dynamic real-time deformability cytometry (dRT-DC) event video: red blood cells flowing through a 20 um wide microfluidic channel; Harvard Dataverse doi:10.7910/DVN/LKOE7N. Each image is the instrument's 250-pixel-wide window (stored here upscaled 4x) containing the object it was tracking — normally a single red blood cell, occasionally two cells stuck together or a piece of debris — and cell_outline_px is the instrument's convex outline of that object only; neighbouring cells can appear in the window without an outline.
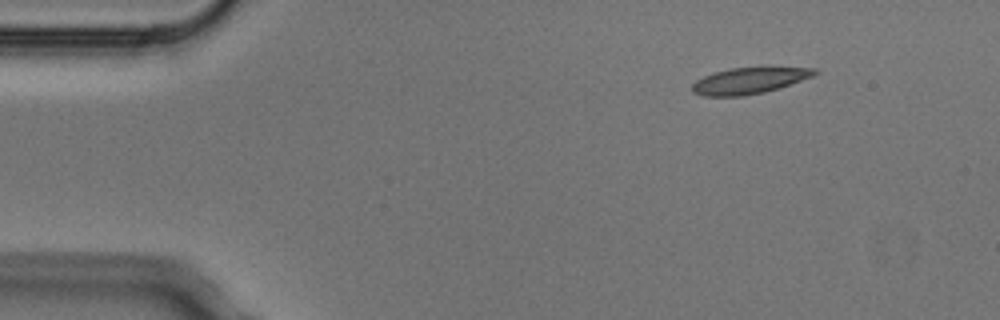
{"species": "Egyptian fruit bat (a non-hibernating species)", "species_latin": "Rousettus aegyptiacus", "temperature_condition": "cold", "stored_images_in_passage": 5, "camera_frame_rate_fps": 3000, "um_per_image_px": 0.085, "animal": {"sex": "male"}, "frame": {"image": 1, "passage_image": 1, "time_ms": 0.0, "image_size_px": [1000, 320], "cell_outline_px": [[820, 72], [812, 76], [780, 88], [764, 92], [744, 96], [704, 96], [692, 92], [692, 84], [696, 80], [704, 76], [716, 72], [732, 68], [768, 64], [816, 68]], "centroid_in_image_um": [63.79, 6.8], "position_along_channel_um": 21.2, "area_um2": 19.65}}
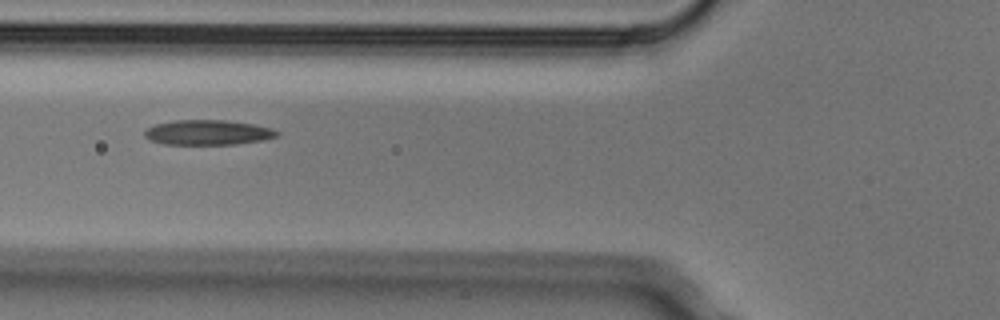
{"frame": {"image": 2, "passage_image": 4, "time_ms": 1.0, "image_size_px": [1000, 320], "cell_outline_px": [[280, 136], [260, 140], [236, 144], [164, 144], [148, 140], [144, 136], [144, 132], [148, 128], [156, 124], [176, 120], [224, 120], [256, 124], [272, 128], [280, 132]], "centroid_in_image_um": [17.69, 11.25], "position_along_channel_um": 108.1, "area_um2": 19.31}}
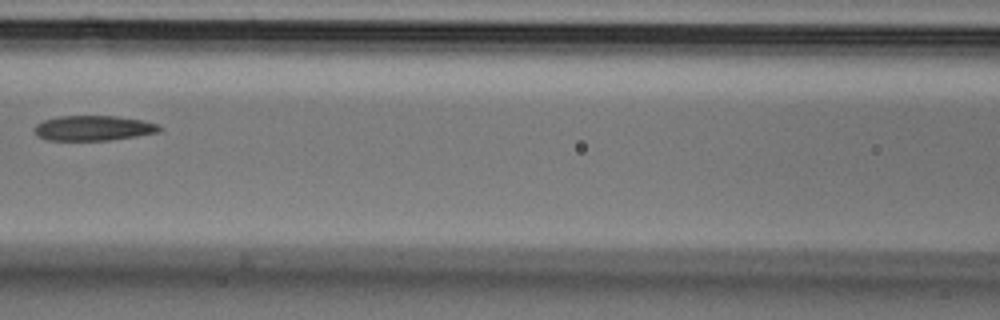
{"frame": {"image": 3, "passage_image": 5, "time_ms": 1.333, "image_size_px": [1000, 320], "cell_outline_px": [[164, 128], [160, 132], [112, 140], [44, 140], [36, 136], [32, 128], [36, 124], [44, 120], [56, 116], [116, 116], [140, 120], [156, 124]], "centroid_in_image_um": [7.89, 10.89], "position_along_channel_um": 158.7, "area_um2": 18.44}}